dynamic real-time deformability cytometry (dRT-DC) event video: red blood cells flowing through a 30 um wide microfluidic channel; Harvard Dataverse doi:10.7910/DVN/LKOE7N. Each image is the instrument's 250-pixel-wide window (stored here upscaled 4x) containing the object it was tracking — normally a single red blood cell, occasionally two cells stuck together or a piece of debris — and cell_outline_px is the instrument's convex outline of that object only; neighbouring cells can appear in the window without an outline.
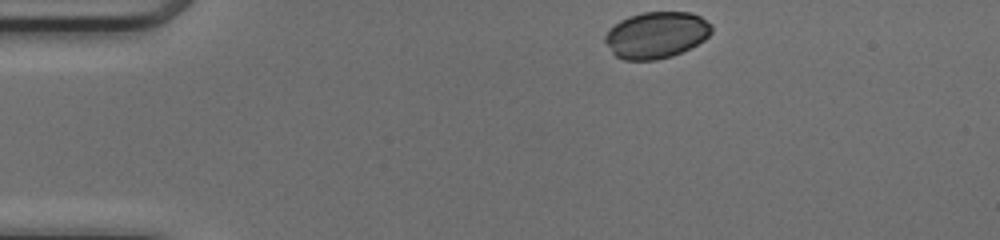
{"species": "common noctule bat (a hibernating species)", "species_latin": "Nyctalus noctula", "temperature_condition": "cold", "stored_images_in_passage": 42, "camera_frame_rate_fps": 3000, "um_per_image_px": 0.085, "animal": {"sex": "female", "body_mass_g": 17.0, "forearm_length_mm": 48.0}, "frame": {"image": 1, "passage_image": 1, "time_ms": 0.0, "image_size_px": [1000, 240], "cell_outline_px": [[712, 32], [704, 40], [672, 56], [656, 60], [624, 60], [616, 56], [612, 52], [604, 40], [604, 36], [620, 20], [628, 16], [644, 12], [692, 12], [700, 16], [712, 24]], "centroid_in_image_um": [55.8, 2.97], "position_along_channel_um": 29.2, "area_um2": 28.73}}
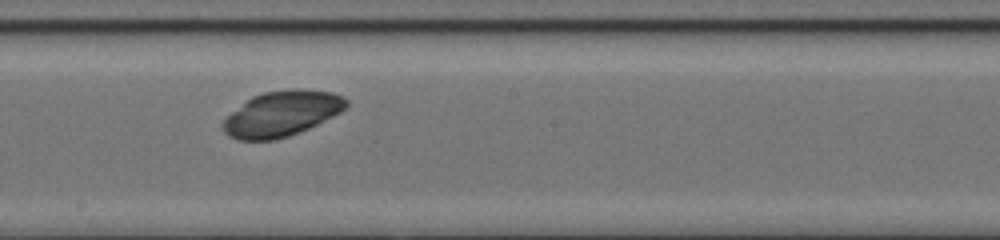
{"frame": {"image": 2, "passage_image": 20, "time_ms": 6.333, "image_size_px": [1000, 240], "cell_outline_px": [[348, 104], [340, 112], [308, 128], [288, 136], [272, 140], [236, 140], [228, 136], [224, 132], [220, 124], [232, 112], [252, 96], [264, 92], [296, 88], [332, 92], [344, 96], [348, 100]], "centroid_in_image_um": [23.93, 9.66], "position_along_channel_um": 224.3, "area_um2": 32.37}}
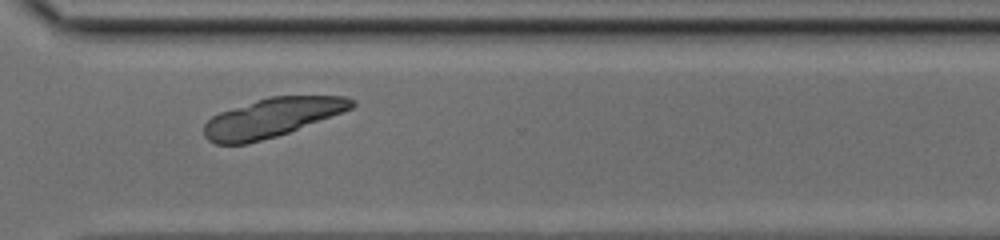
{"frame": {"image": 3, "passage_image": 29, "time_ms": 9.333, "image_size_px": [1000, 240], "cell_outline_px": [[356, 104], [352, 108], [344, 112], [288, 132], [276, 136], [248, 144], [216, 144], [208, 140], [204, 136], [204, 124], [212, 116], [220, 112], [268, 96], [344, 96], [356, 100]], "centroid_in_image_um": [23.12, 10.0], "position_along_channel_um": 347.5, "area_um2": 33.41}}